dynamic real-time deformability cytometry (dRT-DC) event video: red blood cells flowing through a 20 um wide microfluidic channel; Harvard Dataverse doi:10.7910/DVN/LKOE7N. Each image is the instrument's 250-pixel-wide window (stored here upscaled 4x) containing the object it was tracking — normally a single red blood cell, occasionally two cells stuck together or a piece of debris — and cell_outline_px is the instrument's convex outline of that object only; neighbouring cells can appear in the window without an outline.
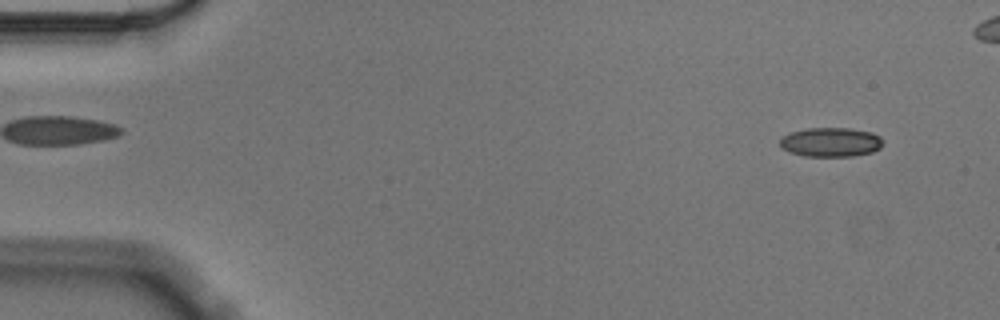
{"species": "Egyptian fruit bat (a non-hibernating species)", "species_latin": "Rousettus aegyptiacus", "temperature_condition": "cold", "stored_images_in_passage": 50, "camera_frame_rate_fps": 3000, "um_per_image_px": 0.085, "animal": {"sex": "male"}, "frame": {"image": 1, "passage_image": 2, "time_ms": 0.333, "image_size_px": [1000, 320], "cell_outline_px": [[880, 148], [872, 152], [852, 156], [804, 156], [788, 152], [780, 144], [780, 136], [788, 132], [808, 128], [848, 128], [872, 132], [880, 136]], "centroid_in_image_um": [70.56, 12.07], "position_along_channel_um": 14.4, "area_um2": 17.57}}
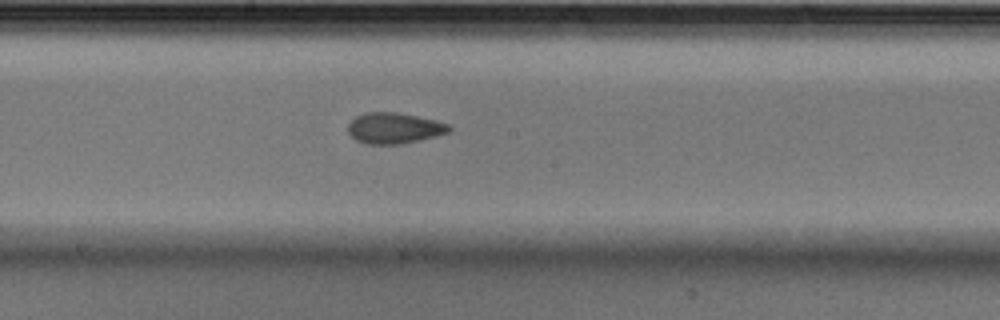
{"frame": {"image": 2, "passage_image": 28, "time_ms": 9.0, "image_size_px": [1000, 320], "cell_outline_px": [[452, 128], [448, 132], [436, 136], [400, 144], [368, 144], [356, 140], [348, 132], [348, 124], [356, 116], [368, 112], [396, 112], [436, 120], [448, 124]], "centroid_in_image_um": [33.5, 10.89], "position_along_channel_um": 214.7, "area_um2": 18.03}}
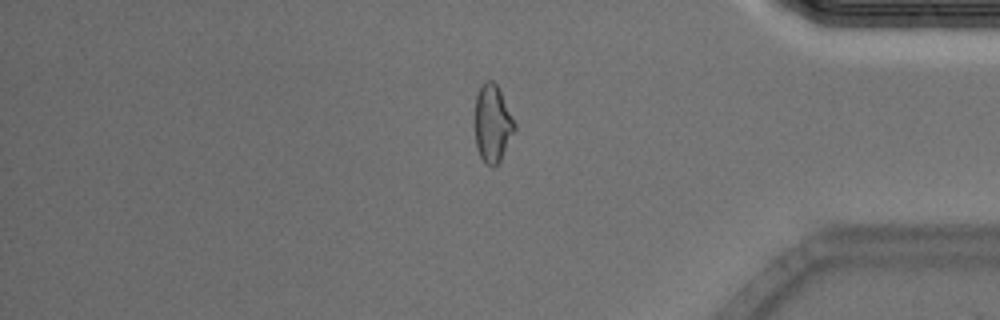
{"frame": {"image": 3, "passage_image": 45, "time_ms": 14.667, "image_size_px": [1000, 320], "cell_outline_px": [[516, 128], [500, 160], [492, 168], [484, 164], [476, 148], [472, 124], [476, 96], [484, 80], [492, 80], [496, 84], [516, 124]], "centroid_in_image_um": [41.8, 10.52], "position_along_channel_um": 393.4, "area_um2": 18.38}}